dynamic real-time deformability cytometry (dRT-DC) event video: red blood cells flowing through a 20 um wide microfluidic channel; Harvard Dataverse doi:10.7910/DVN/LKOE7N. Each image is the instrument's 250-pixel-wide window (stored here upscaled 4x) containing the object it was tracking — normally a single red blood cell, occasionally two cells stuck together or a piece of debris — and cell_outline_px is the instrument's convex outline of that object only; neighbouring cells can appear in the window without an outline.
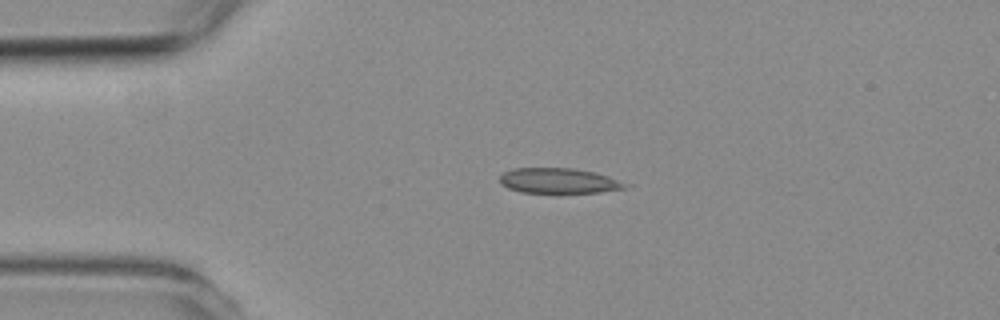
{"species": "common noctule bat (a hibernating species)", "species_latin": "Nyctalus noctula", "temperature_condition": "room temperature", "stored_images_in_passage": 4, "camera_frame_rate_fps": 3000, "um_per_image_px": 0.085, "animal": {"sex": "female", "body_mass_g": 19.3, "forearm_length_mm": 54.1}, "frame": {"image": 1, "passage_image": 3, "time_ms": 3.333, "image_size_px": [1000, 320], "cell_outline_px": [[632, 184], [628, 188], [600, 192], [520, 192], [508, 188], [500, 184], [500, 176], [504, 172], [512, 168], [572, 168], [596, 172]], "centroid_in_image_um": [47.54, 15.36], "position_along_channel_um": 37.5, "area_um2": 18.55}}